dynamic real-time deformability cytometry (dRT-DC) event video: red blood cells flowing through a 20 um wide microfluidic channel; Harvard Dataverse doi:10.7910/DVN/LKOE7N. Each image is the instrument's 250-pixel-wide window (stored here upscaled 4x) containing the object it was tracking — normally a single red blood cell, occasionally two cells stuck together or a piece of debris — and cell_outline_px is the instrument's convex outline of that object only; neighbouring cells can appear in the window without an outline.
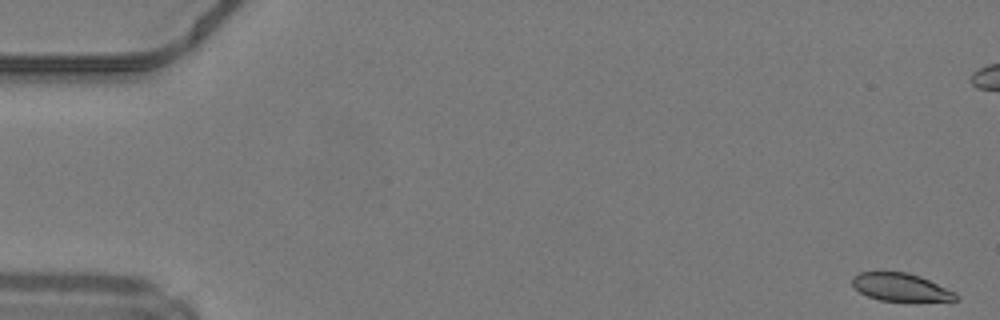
{"species": "common noctule bat (a hibernating species)", "species_latin": "Nyctalus noctula", "temperature_condition": "warm", "stored_images_in_passage": 50, "camera_frame_rate_fps": 3000, "um_per_image_px": 0.085, "animal": {"sex": "male", "body_mass_g": 19.2, "forearm_length_mm": 51.8}, "frame": {"image": 1, "passage_image": 1, "time_ms": 0.0, "image_size_px": [1000, 320], "cell_outline_px": [[960, 300], [880, 300], [868, 296], [860, 292], [852, 284], [852, 276], [860, 272], [908, 272], [920, 276], [956, 292], [960, 296]], "centroid_in_image_um": [76.57, 24.39], "position_along_channel_um": 8.4, "area_um2": 16.59}}
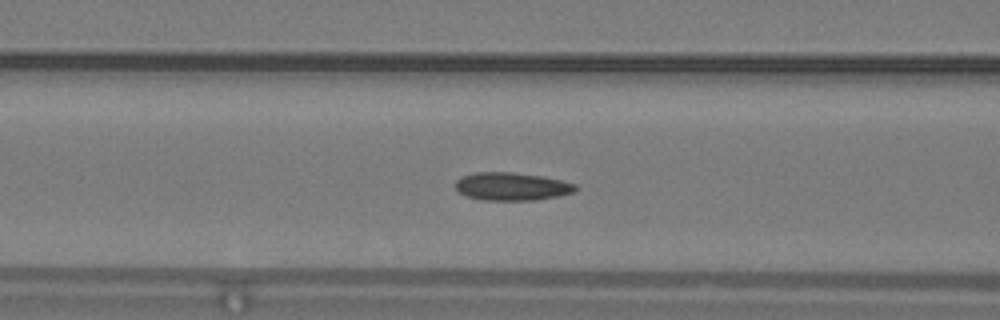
{"frame": {"image": 2, "passage_image": 20, "time_ms": 6.333, "image_size_px": [1000, 320], "cell_outline_px": [[576, 188], [572, 192], [556, 196], [536, 200], [480, 200], [468, 196], [460, 192], [456, 188], [456, 180], [460, 176], [476, 172], [512, 172], [544, 176], [576, 184]], "centroid_in_image_um": [43.47, 15.84], "position_along_channel_um": 123.1, "area_um2": 19.48}}
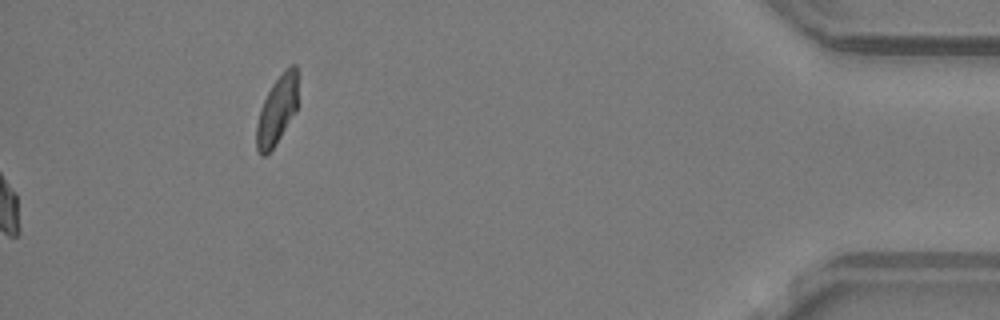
{"frame": {"image": 3, "passage_image": 50, "time_ms": 16.333, "image_size_px": [1000, 320], "cell_outline_px": [[296, 112], [276, 144], [264, 156], [260, 156], [256, 148], [256, 124], [260, 108], [272, 84], [292, 64], [296, 64]], "centroid_in_image_um": [23.51, 9.44], "position_along_channel_um": 411.7, "area_um2": 16.18}, "authors_computed_cell_mechanics": {"area_um2": 18.8717, "velocity_mm_per_s": 4.2245, "shape_relaxation_time_tau1_ms": null, "shape_relaxation_time_tau2_ms": 3.9738, "deformation_change_tau1": null, "deformation_change_tau2": 0.0647}}